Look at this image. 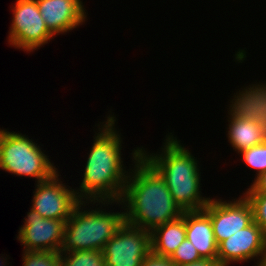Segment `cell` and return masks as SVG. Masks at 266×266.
Returning <instances> with one entry per match:
<instances>
[{"instance_id": "6da1fadb", "label": "cell", "mask_w": 266, "mask_h": 266, "mask_svg": "<svg viewBox=\"0 0 266 266\" xmlns=\"http://www.w3.org/2000/svg\"><path fill=\"white\" fill-rule=\"evenodd\" d=\"M133 169L129 171L121 203L125 221L134 227L152 231L155 227L178 219L183 210L175 203L164 178L141 155V147L131 153Z\"/></svg>"}, {"instance_id": "30bf717a", "label": "cell", "mask_w": 266, "mask_h": 266, "mask_svg": "<svg viewBox=\"0 0 266 266\" xmlns=\"http://www.w3.org/2000/svg\"><path fill=\"white\" fill-rule=\"evenodd\" d=\"M203 211L210 217L217 245L254 221L252 206L244 195L229 201L211 197Z\"/></svg>"}, {"instance_id": "277c9868", "label": "cell", "mask_w": 266, "mask_h": 266, "mask_svg": "<svg viewBox=\"0 0 266 266\" xmlns=\"http://www.w3.org/2000/svg\"><path fill=\"white\" fill-rule=\"evenodd\" d=\"M95 203L96 207L100 206L94 207V209L93 206L92 209L91 207L85 208V206L95 205ZM114 204H119V208L122 205V211L106 210V206ZM123 210L124 206L121 201H80L66 221L59 254L78 250L102 251L105 244L126 222Z\"/></svg>"}, {"instance_id": "7a4b0ae2", "label": "cell", "mask_w": 266, "mask_h": 266, "mask_svg": "<svg viewBox=\"0 0 266 266\" xmlns=\"http://www.w3.org/2000/svg\"><path fill=\"white\" fill-rule=\"evenodd\" d=\"M111 113L106 121L97 124L83 179L75 189L80 201H120L123 196L129 172L121 158L123 141L120 131L115 129L117 118Z\"/></svg>"}, {"instance_id": "ffe728a7", "label": "cell", "mask_w": 266, "mask_h": 266, "mask_svg": "<svg viewBox=\"0 0 266 266\" xmlns=\"http://www.w3.org/2000/svg\"><path fill=\"white\" fill-rule=\"evenodd\" d=\"M169 258L175 266L191 264L203 259L187 238H185Z\"/></svg>"}, {"instance_id": "7c38bea8", "label": "cell", "mask_w": 266, "mask_h": 266, "mask_svg": "<svg viewBox=\"0 0 266 266\" xmlns=\"http://www.w3.org/2000/svg\"><path fill=\"white\" fill-rule=\"evenodd\" d=\"M41 17L55 36L67 34L87 21L82 0H36Z\"/></svg>"}, {"instance_id": "9a60e30c", "label": "cell", "mask_w": 266, "mask_h": 266, "mask_svg": "<svg viewBox=\"0 0 266 266\" xmlns=\"http://www.w3.org/2000/svg\"><path fill=\"white\" fill-rule=\"evenodd\" d=\"M150 233L152 252L170 257L186 238V211L178 219L159 225Z\"/></svg>"}, {"instance_id": "5b68a950", "label": "cell", "mask_w": 266, "mask_h": 266, "mask_svg": "<svg viewBox=\"0 0 266 266\" xmlns=\"http://www.w3.org/2000/svg\"><path fill=\"white\" fill-rule=\"evenodd\" d=\"M33 141L26 134L0 128V170L20 177H32L36 183L57 173L58 168Z\"/></svg>"}, {"instance_id": "ba28073f", "label": "cell", "mask_w": 266, "mask_h": 266, "mask_svg": "<svg viewBox=\"0 0 266 266\" xmlns=\"http://www.w3.org/2000/svg\"><path fill=\"white\" fill-rule=\"evenodd\" d=\"M58 173L59 171L48 180L35 183L36 188L30 207L42 218L67 221L80 200L75 193V188L72 189L66 183L64 184Z\"/></svg>"}, {"instance_id": "3957f363", "label": "cell", "mask_w": 266, "mask_h": 266, "mask_svg": "<svg viewBox=\"0 0 266 266\" xmlns=\"http://www.w3.org/2000/svg\"><path fill=\"white\" fill-rule=\"evenodd\" d=\"M172 133L166 135L158 153L151 154L141 147V155L164 178L175 203L183 211L203 210L211 198L202 196L197 157Z\"/></svg>"}, {"instance_id": "7402d4cb", "label": "cell", "mask_w": 266, "mask_h": 266, "mask_svg": "<svg viewBox=\"0 0 266 266\" xmlns=\"http://www.w3.org/2000/svg\"><path fill=\"white\" fill-rule=\"evenodd\" d=\"M141 266H175L169 257L160 256L151 252L144 258Z\"/></svg>"}, {"instance_id": "8fae6325", "label": "cell", "mask_w": 266, "mask_h": 266, "mask_svg": "<svg viewBox=\"0 0 266 266\" xmlns=\"http://www.w3.org/2000/svg\"><path fill=\"white\" fill-rule=\"evenodd\" d=\"M24 224L19 228L17 240L23 251H49L59 253L63 242L66 221L42 218L30 208Z\"/></svg>"}, {"instance_id": "44dd1931", "label": "cell", "mask_w": 266, "mask_h": 266, "mask_svg": "<svg viewBox=\"0 0 266 266\" xmlns=\"http://www.w3.org/2000/svg\"><path fill=\"white\" fill-rule=\"evenodd\" d=\"M253 209L254 222L266 234V194L257 192H243Z\"/></svg>"}, {"instance_id": "2e32d148", "label": "cell", "mask_w": 266, "mask_h": 266, "mask_svg": "<svg viewBox=\"0 0 266 266\" xmlns=\"http://www.w3.org/2000/svg\"><path fill=\"white\" fill-rule=\"evenodd\" d=\"M228 117L227 138L238 155L243 150L263 143L262 128L255 120H246L241 117Z\"/></svg>"}, {"instance_id": "484cf974", "label": "cell", "mask_w": 266, "mask_h": 266, "mask_svg": "<svg viewBox=\"0 0 266 266\" xmlns=\"http://www.w3.org/2000/svg\"><path fill=\"white\" fill-rule=\"evenodd\" d=\"M263 143H266V129H262Z\"/></svg>"}, {"instance_id": "603a6c76", "label": "cell", "mask_w": 266, "mask_h": 266, "mask_svg": "<svg viewBox=\"0 0 266 266\" xmlns=\"http://www.w3.org/2000/svg\"><path fill=\"white\" fill-rule=\"evenodd\" d=\"M253 183L247 188L245 192H257L266 194V172H263L257 178L252 180Z\"/></svg>"}, {"instance_id": "ac0fdd59", "label": "cell", "mask_w": 266, "mask_h": 266, "mask_svg": "<svg viewBox=\"0 0 266 266\" xmlns=\"http://www.w3.org/2000/svg\"><path fill=\"white\" fill-rule=\"evenodd\" d=\"M242 161L256 172L255 178L266 172V143H260L239 153Z\"/></svg>"}, {"instance_id": "e0dca14e", "label": "cell", "mask_w": 266, "mask_h": 266, "mask_svg": "<svg viewBox=\"0 0 266 266\" xmlns=\"http://www.w3.org/2000/svg\"><path fill=\"white\" fill-rule=\"evenodd\" d=\"M61 266H106L103 251L78 250L60 254Z\"/></svg>"}, {"instance_id": "d4e9b609", "label": "cell", "mask_w": 266, "mask_h": 266, "mask_svg": "<svg viewBox=\"0 0 266 266\" xmlns=\"http://www.w3.org/2000/svg\"><path fill=\"white\" fill-rule=\"evenodd\" d=\"M3 255L4 254H2V256L0 257V266H7V264L9 265V261L7 260L8 258L3 256ZM4 257H5V259H4Z\"/></svg>"}, {"instance_id": "52a82bcc", "label": "cell", "mask_w": 266, "mask_h": 266, "mask_svg": "<svg viewBox=\"0 0 266 266\" xmlns=\"http://www.w3.org/2000/svg\"><path fill=\"white\" fill-rule=\"evenodd\" d=\"M102 251L106 266H141L152 252L151 233L125 222Z\"/></svg>"}, {"instance_id": "cb8c5ba5", "label": "cell", "mask_w": 266, "mask_h": 266, "mask_svg": "<svg viewBox=\"0 0 266 266\" xmlns=\"http://www.w3.org/2000/svg\"><path fill=\"white\" fill-rule=\"evenodd\" d=\"M181 266H221L218 260L202 259L200 261Z\"/></svg>"}, {"instance_id": "d6986e66", "label": "cell", "mask_w": 266, "mask_h": 266, "mask_svg": "<svg viewBox=\"0 0 266 266\" xmlns=\"http://www.w3.org/2000/svg\"><path fill=\"white\" fill-rule=\"evenodd\" d=\"M22 266H61L60 254L49 251H23Z\"/></svg>"}, {"instance_id": "4fadbf2b", "label": "cell", "mask_w": 266, "mask_h": 266, "mask_svg": "<svg viewBox=\"0 0 266 266\" xmlns=\"http://www.w3.org/2000/svg\"><path fill=\"white\" fill-rule=\"evenodd\" d=\"M241 89L232 96L227 108L228 115L255 120L262 129H266V81L251 83Z\"/></svg>"}, {"instance_id": "8992f818", "label": "cell", "mask_w": 266, "mask_h": 266, "mask_svg": "<svg viewBox=\"0 0 266 266\" xmlns=\"http://www.w3.org/2000/svg\"><path fill=\"white\" fill-rule=\"evenodd\" d=\"M11 10L13 19L7 37L11 47L31 53L54 39L40 15L36 0H16Z\"/></svg>"}, {"instance_id": "9c48e42d", "label": "cell", "mask_w": 266, "mask_h": 266, "mask_svg": "<svg viewBox=\"0 0 266 266\" xmlns=\"http://www.w3.org/2000/svg\"><path fill=\"white\" fill-rule=\"evenodd\" d=\"M255 266H264L266 261V234L254 221L238 230L218 245L217 260L221 266L256 260Z\"/></svg>"}, {"instance_id": "5bb4252c", "label": "cell", "mask_w": 266, "mask_h": 266, "mask_svg": "<svg viewBox=\"0 0 266 266\" xmlns=\"http://www.w3.org/2000/svg\"><path fill=\"white\" fill-rule=\"evenodd\" d=\"M186 238L203 259L217 260L216 243L210 217L203 211H186Z\"/></svg>"}]
</instances>
